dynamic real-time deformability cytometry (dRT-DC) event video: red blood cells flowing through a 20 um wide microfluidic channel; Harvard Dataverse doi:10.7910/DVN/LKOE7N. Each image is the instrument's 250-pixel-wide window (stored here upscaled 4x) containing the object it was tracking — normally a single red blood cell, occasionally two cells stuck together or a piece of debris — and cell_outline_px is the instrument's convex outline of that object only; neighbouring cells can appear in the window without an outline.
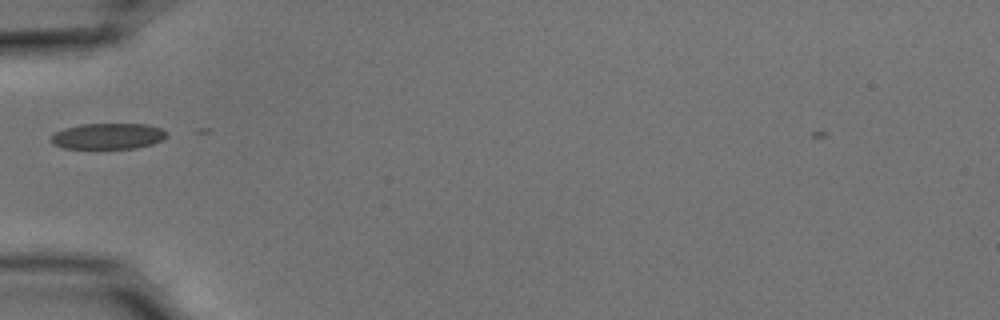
{"species": "common noctule bat (a hibernating species)", "species_latin": "Nyctalus noctula", "temperature_condition": "cold", "stored_images_in_passage": 38, "camera_frame_rate_fps": 3000, "um_per_image_px": 0.085, "animal": {"sex": "male", "body_mass_g": 15.6}, "frame": {"image": 1, "passage_image": 3, "time_ms": 0.667, "image_size_px": [1000, 320], "cell_outline_px": [[168, 136], [152, 144], [136, 148], [64, 148], [52, 144], [52, 136], [56, 132], [64, 128], [80, 124], [148, 124], [164, 128], [168, 132]], "centroid_in_image_um": [9.23, 11.56], "position_along_channel_um": 75.8, "area_um2": 17.51}}
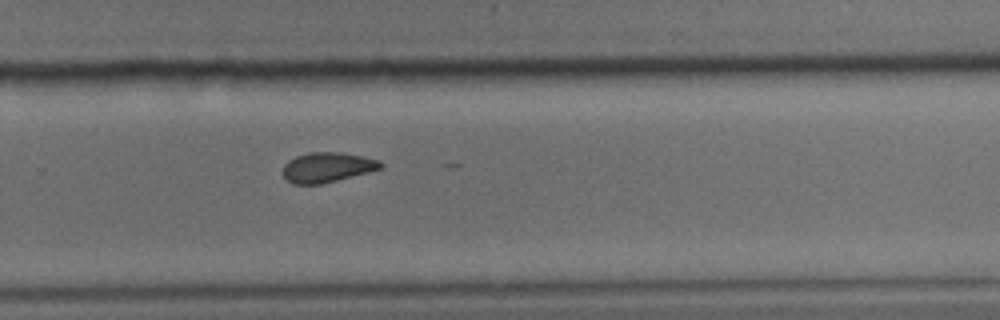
{"frame": {"image": 2, "passage_image": 21, "time_ms": 6.667, "image_size_px": [1000, 320], "cell_outline_px": [[384, 164], [380, 168], [368, 172], [320, 184], [292, 184], [284, 176], [284, 164], [288, 160], [296, 156], [308, 152], [340, 152], [364, 156], [380, 160]], "centroid_in_image_um": [27.82, 14.2], "position_along_channel_um": 302.0, "area_um2": 16.94}}
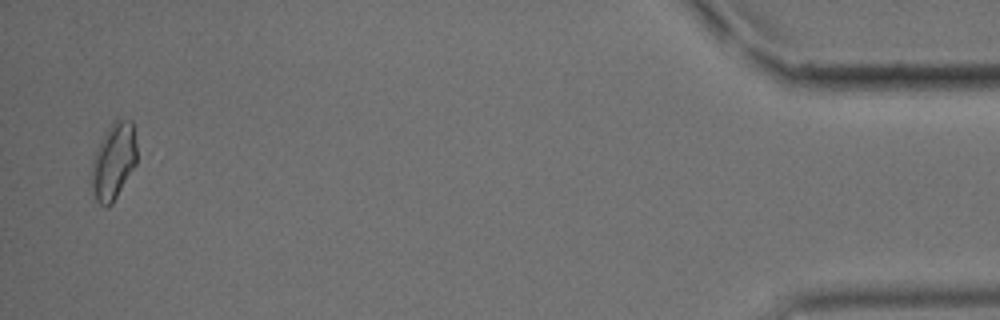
{"frame": {"image": 3, "passage_image": 37, "time_ms": 12.0, "image_size_px": [1000, 320], "cell_outline_px": [[136, 164], [112, 204], [108, 208], [104, 208], [96, 200], [92, 192], [92, 160], [100, 140], [104, 132], [112, 120], [116, 116], [132, 120], [136, 144]], "centroid_in_image_um": [9.65, 13.66], "position_along_channel_um": 425.6, "area_um2": 20.58}, "authors_computed_cell_mechanics": {"area_um2": 17.6001, "velocity_mm_per_s": 3.7604, "shape_relaxation_time_tau1_ms": 3.6467, "shape_relaxation_time_tau2_ms": 4.6386, "deformation_change_tau1": 0.1083, "deformation_change_tau2": 0.0961}}